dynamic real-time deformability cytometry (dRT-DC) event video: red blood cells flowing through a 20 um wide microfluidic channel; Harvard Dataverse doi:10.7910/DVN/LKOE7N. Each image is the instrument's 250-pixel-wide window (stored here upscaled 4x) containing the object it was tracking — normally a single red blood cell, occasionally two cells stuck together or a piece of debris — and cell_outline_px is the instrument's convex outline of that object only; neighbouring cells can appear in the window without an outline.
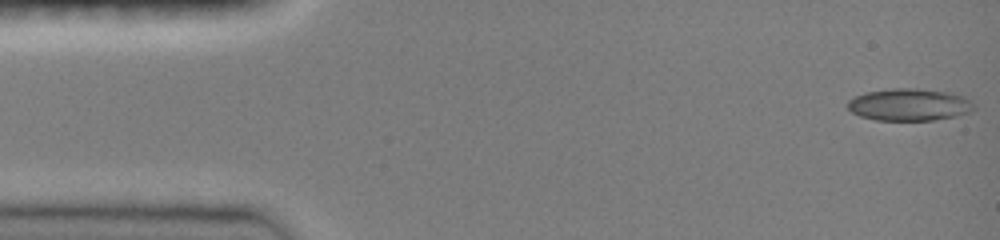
{"species": "common noctule bat (a hibernating species)", "species_latin": "Nyctalus noctula", "temperature_condition": "room temperature", "stored_images_in_passage": 56, "camera_frame_rate_fps": 3000, "um_per_image_px": 0.085, "animal": {"sex": "female", "body_mass_g": 19.0, "forearm_length_mm": 51.5}, "frame": {"image": 1, "passage_image": 1, "time_ms": 0.0, "image_size_px": [1000, 240], "cell_outline_px": [[976, 108], [968, 112], [956, 116], [932, 120], [876, 120], [860, 116], [852, 112], [848, 108], [848, 100], [864, 92], [892, 88], [916, 88], [948, 92], [964, 96], [976, 104]], "centroid_in_image_um": [77.3, 8.89], "position_along_channel_um": 7.7, "area_um2": 23.76}}
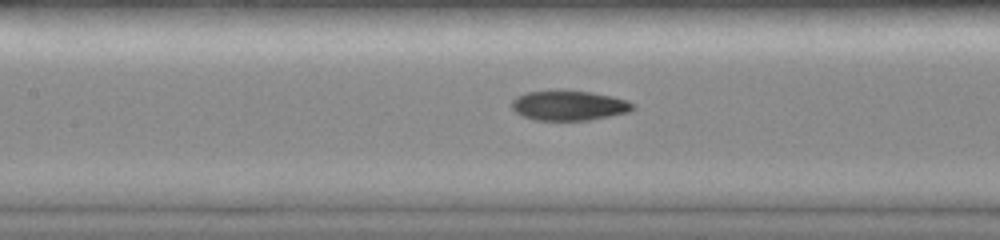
{"frame": {"image": 2, "passage_image": 24, "time_ms": 6.667, "image_size_px": [1000, 240], "cell_outline_px": [[636, 108], [628, 112], [592, 120], [536, 120], [520, 116], [512, 108], [512, 100], [516, 96], [528, 92], [592, 92], [612, 96], [628, 100], [636, 104]], "centroid_in_image_um": [48.41, 8.99], "position_along_channel_um": 159.0, "area_um2": 20.87}}
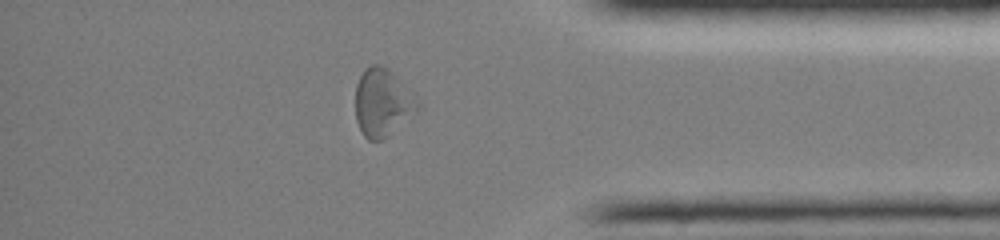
{"frame": {"image": 3, "passage_image": 47, "time_ms": 13.0, "image_size_px": [1000, 240], "cell_outline_px": [[420, 108], [416, 112], [384, 140], [368, 140], [364, 136], [356, 120], [356, 84], [364, 68], [372, 64], [380, 64], [388, 68], [412, 92], [420, 104]], "centroid_in_image_um": [32.51, 8.72], "position_along_channel_um": 402.7, "area_um2": 24.62}, "authors_computed_cell_mechanics": {"area_um2": 22.3108, "velocity_mm_per_s": 4.0119, "shape_relaxation_time_tau1_ms": 10.1188, "shape_relaxation_time_tau2_ms": 5.0592, "deformation_change_tau1": 0.2571, "deformation_change_tau2": 0.1244}}